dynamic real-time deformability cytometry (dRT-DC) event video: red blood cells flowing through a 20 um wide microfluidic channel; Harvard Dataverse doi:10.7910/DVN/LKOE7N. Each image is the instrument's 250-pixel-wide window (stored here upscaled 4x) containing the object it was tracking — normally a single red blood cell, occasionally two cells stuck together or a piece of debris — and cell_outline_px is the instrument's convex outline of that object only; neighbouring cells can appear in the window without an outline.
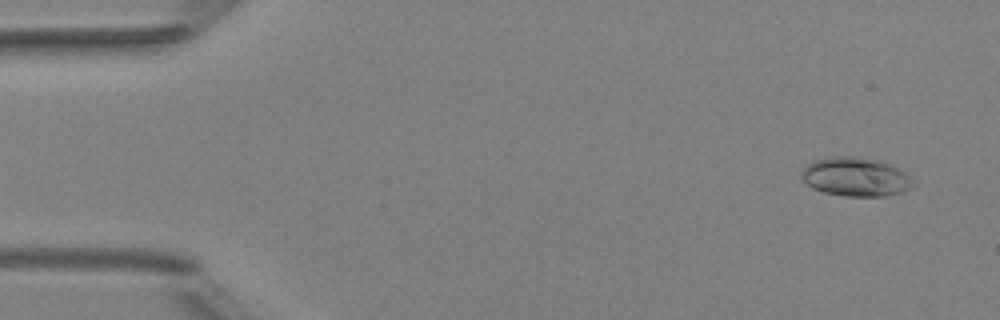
{"species": "Egyptian fruit bat (a non-hibernating species)", "species_latin": "Rousettus aegyptiacus", "temperature_condition": "room temperature", "stored_images_in_passage": 5, "camera_frame_rate_fps": 3000, "um_per_image_px": 0.085, "animal": {"sex": "female"}, "frame": {"image": 1, "passage_image": 1, "time_ms": 0.0, "image_size_px": [1000, 320], "cell_outline_px": [[912, 188], [900, 192], [884, 196], [844, 196], [824, 192], [812, 188], [804, 184], [800, 176], [800, 172], [808, 164], [816, 160], [832, 156], [852, 156], [880, 160], [892, 164], [904, 172], [908, 176], [912, 184]], "centroid_in_image_um": [72.68, 15.03], "position_along_channel_um": 12.3, "area_um2": 25.32}}
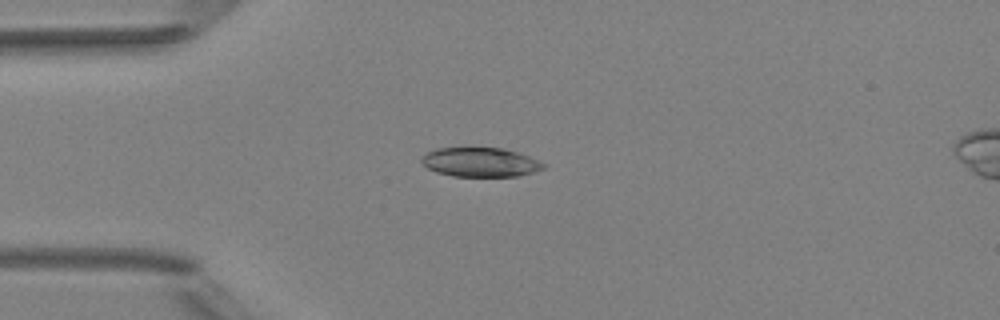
{"frame": {"image": 2, "passage_image": 4, "time_ms": 3.333, "image_size_px": [1000, 320], "cell_outline_px": [[548, 164], [544, 168], [520, 176], [452, 176], [436, 172], [428, 168], [420, 160], [428, 152], [436, 148], [504, 148], [528, 156]], "centroid_in_image_um": [40.85, 13.79], "position_along_channel_um": 44.1, "area_um2": 20.63}}